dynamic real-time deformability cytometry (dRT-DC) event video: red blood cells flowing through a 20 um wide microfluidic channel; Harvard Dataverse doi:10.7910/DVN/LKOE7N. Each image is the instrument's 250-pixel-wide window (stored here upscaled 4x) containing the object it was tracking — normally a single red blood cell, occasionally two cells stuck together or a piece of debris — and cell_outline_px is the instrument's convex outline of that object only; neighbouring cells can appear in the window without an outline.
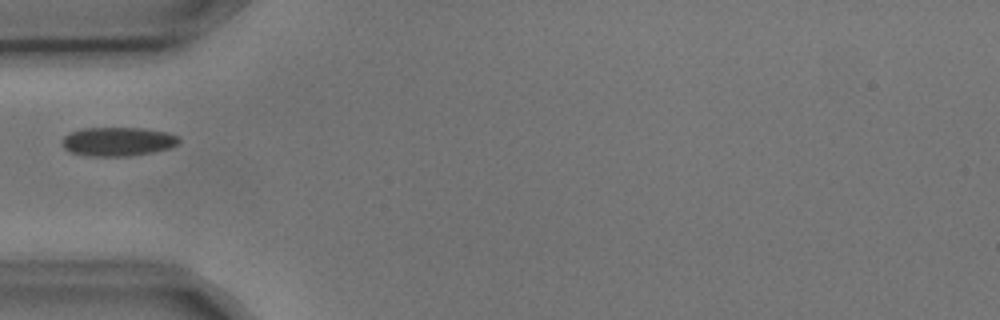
{"species": "common noctule bat (a hibernating species)", "species_latin": "Nyctalus noctula", "temperature_condition": "cold", "stored_images_in_passage": 1, "camera_frame_rate_fps": 3000, "um_per_image_px": 0.085, "animal": {"sex": "male", "body_mass_g": 17.9, "forearm_length_mm": 54.2}, "frame": {"image": 1, "passage_image": 1, "time_ms": 0.0, "image_size_px": [1000, 320], "cell_outline_px": [[180, 140], [176, 144], [168, 148], [152, 152], [132, 156], [92, 156], [72, 152], [64, 148], [60, 144], [60, 140], [64, 136], [72, 132], [84, 128], [144, 128], [168, 132], [180, 136]], "centroid_in_image_um": [10.02, 12.02], "position_along_channel_um": 75.0, "area_um2": 19.71}}